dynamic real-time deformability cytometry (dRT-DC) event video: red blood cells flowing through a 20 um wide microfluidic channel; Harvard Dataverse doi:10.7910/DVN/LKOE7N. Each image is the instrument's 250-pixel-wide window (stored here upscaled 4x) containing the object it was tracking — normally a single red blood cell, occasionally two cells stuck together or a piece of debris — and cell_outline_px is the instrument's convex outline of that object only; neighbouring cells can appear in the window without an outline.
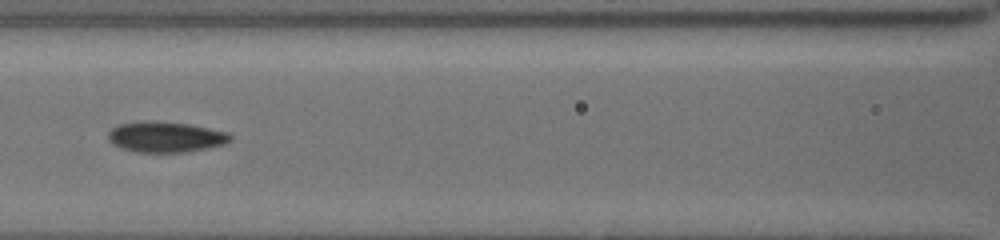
{"species": "common noctule bat (a hibernating species)", "species_latin": "Nyctalus noctula", "temperature_condition": "cold", "stored_images_in_passage": 35, "camera_frame_rate_fps": 3000, "um_per_image_px": 0.085, "animal": {"sex": "female", "body_mass_g": 19.5, "forearm_length_mm": 54.1}, "frame": {"image": 1, "passage_image": 16, "time_ms": 9.333, "image_size_px": [1000, 240], "cell_outline_px": [[232, 140], [224, 144], [184, 152], [136, 152], [120, 148], [112, 144], [108, 140], [108, 132], [112, 128], [120, 124], [148, 120], [152, 120], [188, 124], [228, 132], [232, 136]], "centroid_in_image_um": [14.04, 11.63], "position_along_channel_um": 152.6, "area_um2": 21.79}}
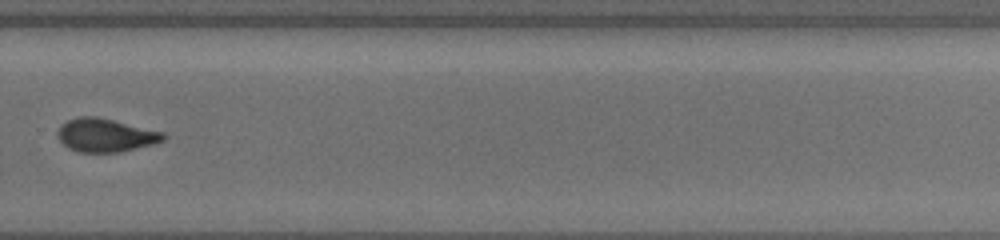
{"frame": {"image": 2, "passage_image": 28, "time_ms": 13.667, "image_size_px": [1000, 240], "cell_outline_px": [[168, 136], [164, 140], [152, 144], [120, 152], [76, 152], [68, 148], [60, 140], [56, 132], [60, 124], [76, 116], [96, 116], [164, 132]], "centroid_in_image_um": [8.94, 11.48], "position_along_channel_um": 320.9, "area_um2": 20.63}}
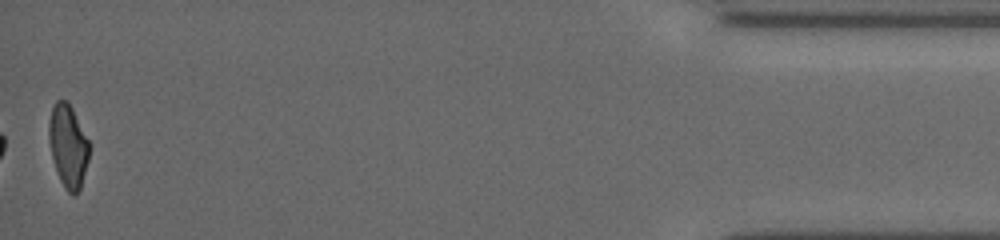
{"frame": {"image": 3, "passage_image": 35, "time_ms": 18.333, "image_size_px": [1000, 240], "cell_outline_px": [[88, 160], [80, 188], [72, 196], [64, 188], [60, 180], [52, 156], [48, 136], [48, 124], [52, 108], [56, 100], [68, 100], [88, 140]], "centroid_in_image_um": [5.77, 12.39], "position_along_channel_um": 429.4, "area_um2": 19.13}, "authors_computed_cell_mechanics": {"area_um2": 21.1548, "velocity_mm_per_s": 3.8978, "shape_relaxation_time_tau1_ms": 6.5125, "shape_relaxation_time_tau2_ms": 2.1402, "deformation_change_tau1": 0.1796, "deformation_change_tau2": 0.0688}}